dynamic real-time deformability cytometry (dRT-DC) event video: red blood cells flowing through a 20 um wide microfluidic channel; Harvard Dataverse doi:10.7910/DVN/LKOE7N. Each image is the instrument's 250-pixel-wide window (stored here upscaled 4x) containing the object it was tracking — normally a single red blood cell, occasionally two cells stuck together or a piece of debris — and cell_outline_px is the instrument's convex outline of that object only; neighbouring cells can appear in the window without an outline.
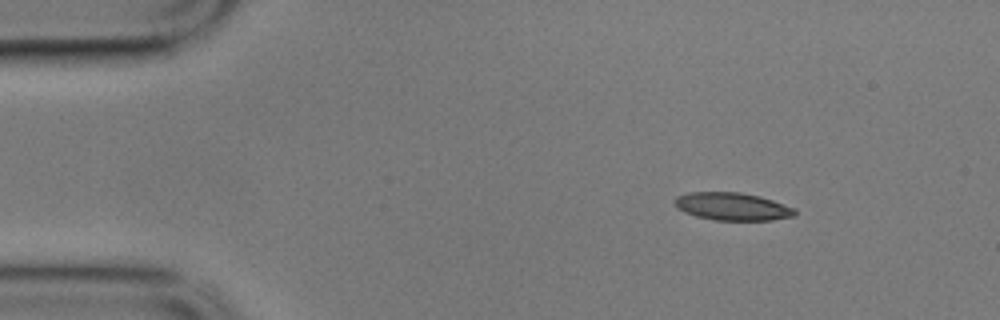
{"species": "common noctule bat (a hibernating species)", "species_latin": "Nyctalus noctula", "temperature_condition": "cold", "stored_images_in_passage": 3, "camera_frame_rate_fps": 3000, "um_per_image_px": 0.085, "animal": {"sex": "male", "body_mass_g": 17.9}, "frame": {"image": 1, "passage_image": 1, "time_ms": 0.0, "image_size_px": [1000, 320], "cell_outline_px": [[796, 216], [772, 220], [716, 220], [696, 216], [684, 212], [676, 208], [676, 196], [688, 192], [740, 192], [760, 196], [796, 208]], "centroid_in_image_um": [62.27, 17.55], "position_along_channel_um": 22.7, "area_um2": 19.48}}